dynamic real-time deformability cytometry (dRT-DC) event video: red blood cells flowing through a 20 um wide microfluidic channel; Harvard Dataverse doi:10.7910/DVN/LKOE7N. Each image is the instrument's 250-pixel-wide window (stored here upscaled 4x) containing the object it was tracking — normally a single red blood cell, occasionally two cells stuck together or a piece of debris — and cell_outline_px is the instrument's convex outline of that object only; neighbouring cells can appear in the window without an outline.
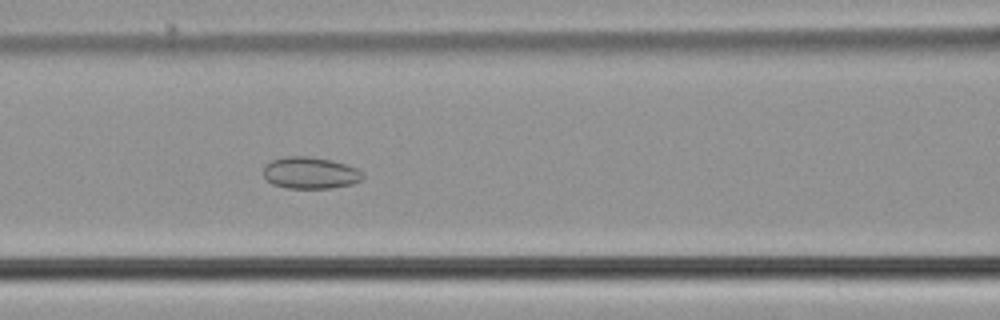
{"species": "common noctule bat (a hibernating species)", "species_latin": "Nyctalus noctula", "temperature_condition": "cold", "stored_images_in_passage": 56, "camera_frame_rate_fps": 3000, "um_per_image_px": 0.085, "animal": {"sex": "male", "body_mass_g": 21.5, "forearm_length_mm": 52.0}, "frame": {"image": 1, "passage_image": 25, "time_ms": 8.0, "image_size_px": [1000, 320], "cell_outline_px": [[364, 176], [360, 180], [352, 184], [332, 188], [288, 188], [272, 184], [264, 176], [264, 168], [272, 160], [284, 156], [308, 156], [332, 160], [356, 168], [364, 172]], "centroid_in_image_um": [26.39, 14.69], "position_along_channel_um": 140.2, "area_um2": 18.32}}
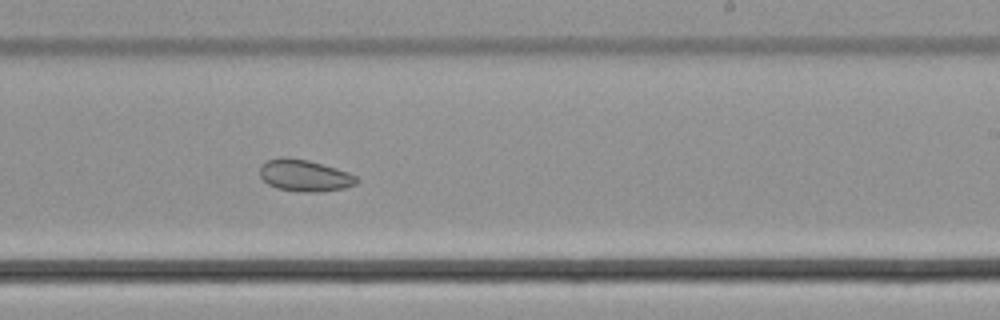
{"frame": {"image": 2, "passage_image": 35, "time_ms": 11.333, "image_size_px": [1000, 320], "cell_outline_px": [[360, 180], [356, 184], [344, 188], [316, 192], [304, 192], [276, 188], [268, 184], [260, 176], [260, 168], [268, 160], [284, 156], [308, 160], [336, 168], [348, 172], [356, 176]], "centroid_in_image_um": [25.91, 14.92], "position_along_channel_um": 263.1, "area_um2": 17.8}}
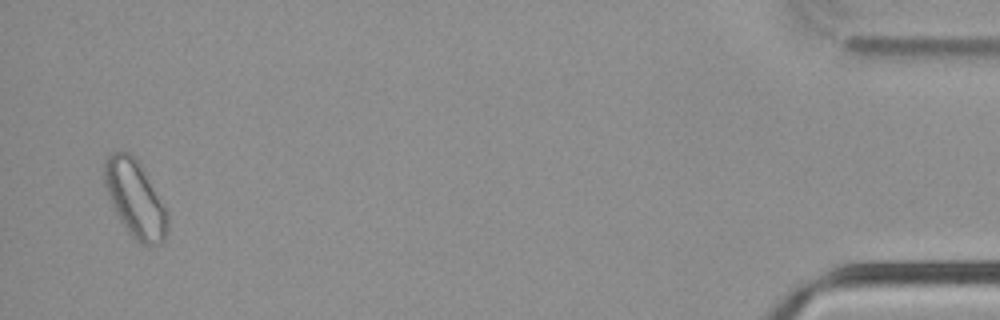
{"frame": {"image": 3, "passage_image": 55, "time_ms": 18.0, "image_size_px": [1000, 320], "cell_outline_px": [[168, 232], [164, 240], [160, 244], [148, 248], [140, 244], [128, 232], [120, 220], [108, 196], [104, 184], [104, 160], [112, 152], [124, 148], [140, 164], [168, 212]], "centroid_in_image_um": [11.49, 16.93], "position_along_channel_um": 423.7, "area_um2": 28.5}}